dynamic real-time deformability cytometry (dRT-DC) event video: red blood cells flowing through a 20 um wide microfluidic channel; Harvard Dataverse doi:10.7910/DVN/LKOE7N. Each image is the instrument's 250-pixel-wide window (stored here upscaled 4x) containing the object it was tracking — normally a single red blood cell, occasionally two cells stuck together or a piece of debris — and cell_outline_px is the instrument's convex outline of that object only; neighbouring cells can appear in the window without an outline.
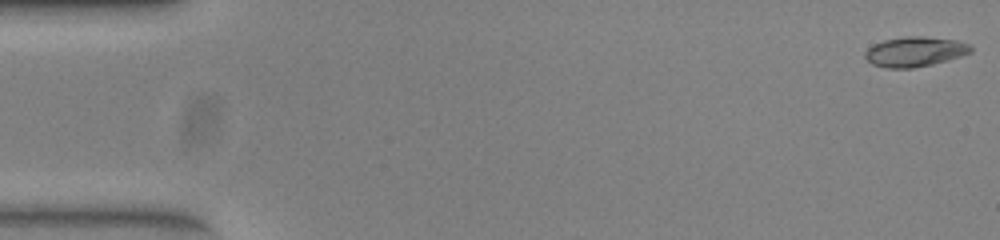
{"species": "common noctule bat (a hibernating species)", "species_latin": "Nyctalus noctula", "temperature_condition": "warm", "stored_images_in_passage": 52, "camera_frame_rate_fps": 3000, "um_per_image_px": 0.085, "animal": {"sex": "female", "body_mass_g": 23.0, "forearm_length_mm": 53.4}, "frame": {"image": 1, "passage_image": 1, "time_ms": 0.0, "image_size_px": [1000, 240], "cell_outline_px": [[972, 52], [960, 56], [932, 64], [912, 68], [888, 68], [872, 64], [864, 56], [864, 52], [868, 48], [884, 40], [908, 36], [924, 36], [956, 40], [972, 44]], "centroid_in_image_um": [77.79, 4.38], "position_along_channel_um": 7.2, "area_um2": 18.32}}
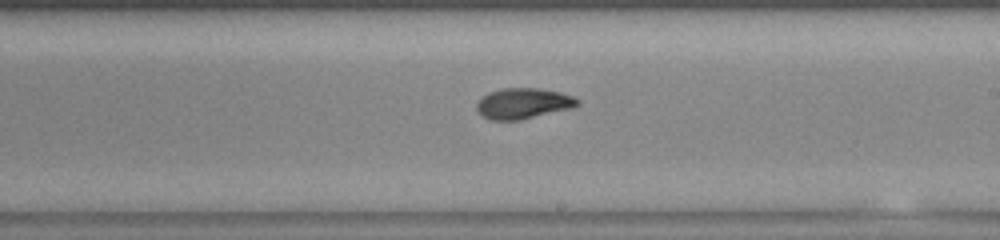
{"frame": {"image": 2, "passage_image": 30, "time_ms": 9.667, "image_size_px": [1000, 240], "cell_outline_px": [[580, 104], [572, 108], [520, 120], [492, 120], [484, 116], [476, 108], [476, 104], [488, 92], [504, 88], [536, 88], [560, 92], [572, 96], [580, 100]], "centroid_in_image_um": [44.5, 8.79], "position_along_channel_um": 244.5, "area_um2": 17.86}}
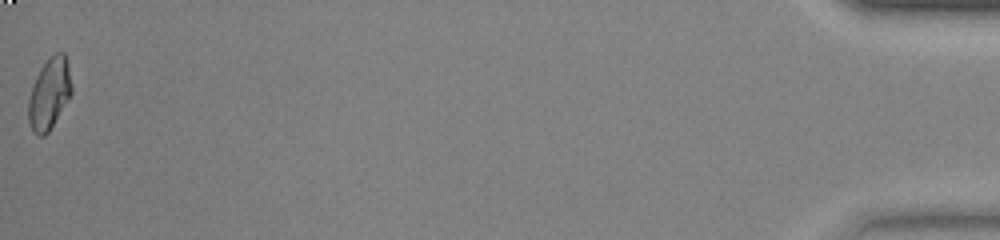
{"frame": {"image": 3, "passage_image": 52, "time_ms": 17.0, "image_size_px": [1000, 240], "cell_outline_px": [[72, 92], [48, 132], [44, 136], [36, 136], [32, 132], [28, 120], [28, 100], [36, 76], [40, 68], [56, 52], [64, 52], [68, 60], [72, 88]], "centroid_in_image_um": [4.18, 7.97], "position_along_channel_um": 431.0, "area_um2": 17.8}, "authors_computed_cell_mechanics": {"area_um2": 18.0336, "velocity_mm_per_s": 3.9504, "shape_relaxation_time_tau1_ms": 7.2485, "shape_relaxation_time_tau2_ms": 2.0774, "deformation_change_tau1": 0.2504, "deformation_change_tau2": 0.0638}}